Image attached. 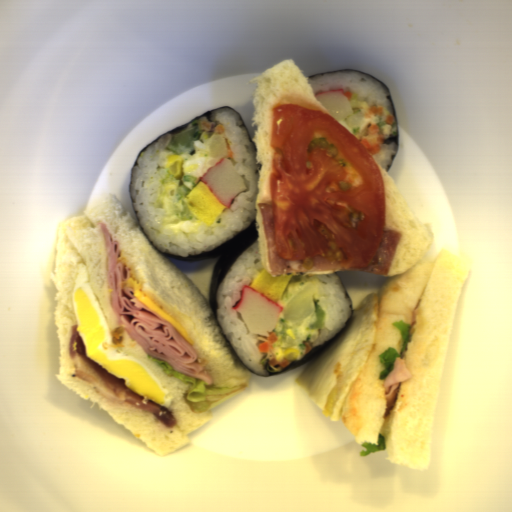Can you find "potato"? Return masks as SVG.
Wrapping results in <instances>:
<instances>
[{"label": "potato", "instance_id": "1", "mask_svg": "<svg viewBox=\"0 0 512 512\" xmlns=\"http://www.w3.org/2000/svg\"><path fill=\"white\" fill-rule=\"evenodd\" d=\"M315 288L307 284L282 307V317L291 324L301 326L315 311Z\"/></svg>", "mask_w": 512, "mask_h": 512}, {"label": "potato", "instance_id": "2", "mask_svg": "<svg viewBox=\"0 0 512 512\" xmlns=\"http://www.w3.org/2000/svg\"><path fill=\"white\" fill-rule=\"evenodd\" d=\"M206 147L209 149L212 157L218 161L221 158H227L229 147L227 138L223 134L212 137Z\"/></svg>", "mask_w": 512, "mask_h": 512}]
</instances>
